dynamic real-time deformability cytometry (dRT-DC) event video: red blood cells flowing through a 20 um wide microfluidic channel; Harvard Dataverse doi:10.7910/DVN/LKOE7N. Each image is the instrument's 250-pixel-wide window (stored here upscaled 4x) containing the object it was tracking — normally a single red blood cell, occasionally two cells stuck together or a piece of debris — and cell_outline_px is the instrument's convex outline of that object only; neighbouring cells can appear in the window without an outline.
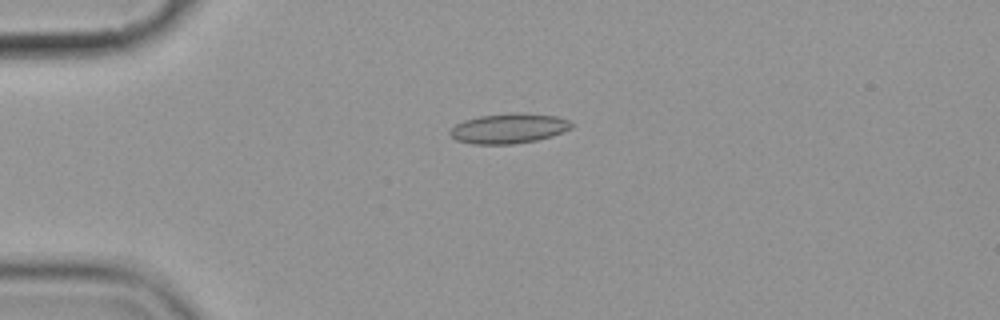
{"species": "common noctule bat (a hibernating species)", "species_latin": "Nyctalus noctula", "temperature_condition": "cold", "stored_images_in_passage": 5, "camera_frame_rate_fps": 3000, "um_per_image_px": 0.085, "animal": {"sex": "female", "body_mass_g": 19.9}, "frame": {"image": 1, "passage_image": 4, "time_ms": 3.667, "image_size_px": [1000, 320], "cell_outline_px": [[572, 128], [552, 136], [536, 140], [512, 144], [472, 144], [456, 140], [448, 132], [456, 124], [464, 120], [480, 116], [516, 112], [520, 112], [556, 116], [568, 120], [572, 124]], "centroid_in_image_um": [43.24, 10.91], "position_along_channel_um": 41.8, "area_um2": 21.15}}